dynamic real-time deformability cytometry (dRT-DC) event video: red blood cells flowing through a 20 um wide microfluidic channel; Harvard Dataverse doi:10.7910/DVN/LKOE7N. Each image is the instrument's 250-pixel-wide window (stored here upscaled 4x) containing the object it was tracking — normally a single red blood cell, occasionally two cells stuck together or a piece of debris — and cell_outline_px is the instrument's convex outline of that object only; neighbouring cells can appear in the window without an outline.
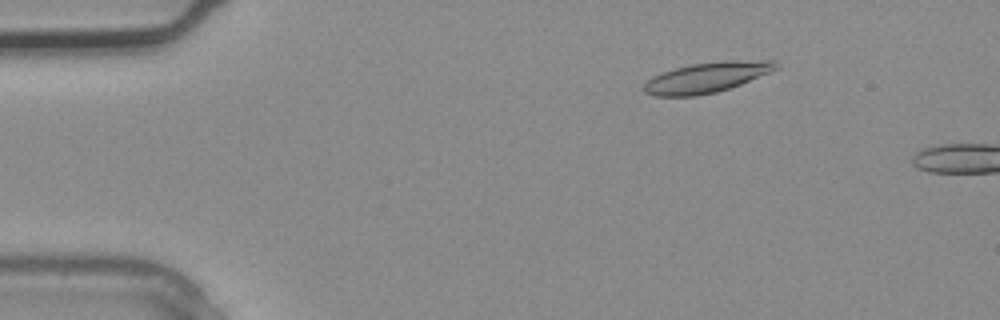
{"species": "common noctule bat (a hibernating species)", "species_latin": "Nyctalus noctula", "temperature_condition": "warm", "stored_images_in_passage": 3, "camera_frame_rate_fps": 3000, "um_per_image_px": 0.085, "animal": {"sex": "male", "body_mass_g": 20.4}, "frame": {"image": 1, "passage_image": 2, "time_ms": 0.333, "image_size_px": [1000, 320], "cell_outline_px": [[780, 68], [740, 84], [716, 92], [696, 96], [652, 96], [644, 92], [644, 84], [652, 76], [660, 72], [692, 64], [728, 60], [776, 60]], "centroid_in_image_um": [60.08, 6.57], "position_along_channel_um": 24.9, "area_um2": 23.35}}